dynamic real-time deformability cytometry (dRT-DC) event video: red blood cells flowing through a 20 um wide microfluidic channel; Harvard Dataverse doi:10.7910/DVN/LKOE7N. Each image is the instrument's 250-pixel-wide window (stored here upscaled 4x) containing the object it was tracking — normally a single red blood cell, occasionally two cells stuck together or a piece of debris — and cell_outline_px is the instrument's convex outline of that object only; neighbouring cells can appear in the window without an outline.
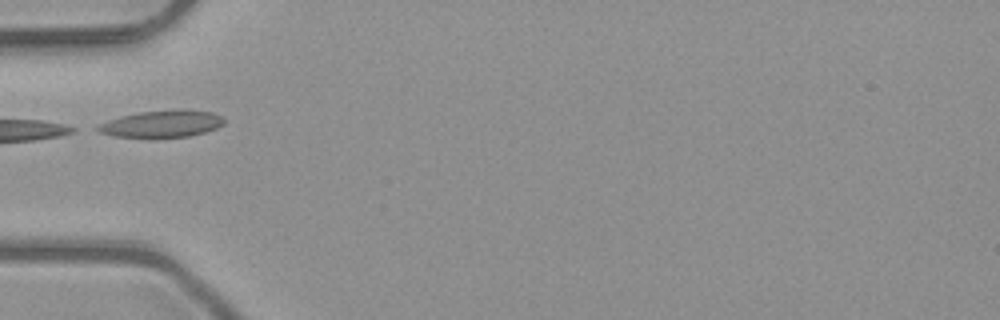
{"species": "common noctule bat (a hibernating species)", "species_latin": "Nyctalus noctula", "temperature_condition": "room temperature", "stored_images_in_passage": 5, "camera_frame_rate_fps": 3000, "um_per_image_px": 0.085, "animal": {"sex": "male", "body_mass_g": 23.1, "forearm_length_mm": 52.7}, "frame": {"image": 1, "passage_image": 4, "time_ms": 1.0, "image_size_px": [1000, 320], "cell_outline_px": [[224, 124], [216, 128], [204, 132], [188, 136], [156, 140], [152, 140], [116, 136], [100, 132], [92, 128], [108, 120], [120, 116], [140, 112], [180, 108], [184, 108], [212, 112], [220, 116], [224, 120]], "centroid_in_image_um": [13.73, 10.55], "position_along_channel_um": 71.3, "area_um2": 20.69}}
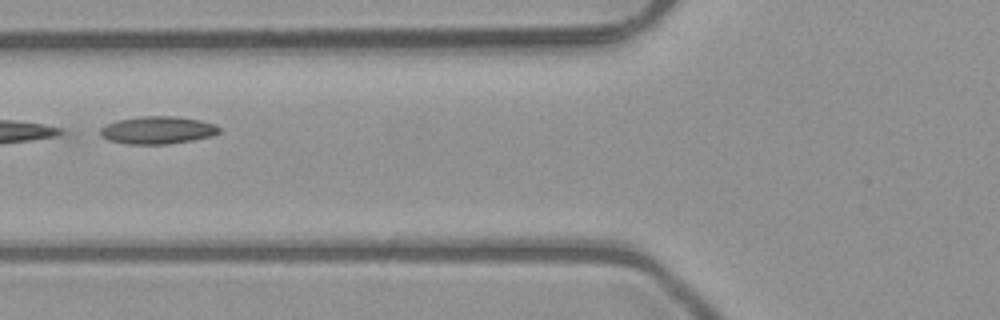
{"frame": {"image": 2, "passage_image": 5, "time_ms": 1.333, "image_size_px": [1000, 320], "cell_outline_px": [[220, 132], [212, 136], [192, 140], [168, 144], [128, 144], [108, 140], [100, 136], [100, 128], [116, 120], [140, 116], [176, 116], [200, 120], [216, 124], [220, 128]], "centroid_in_image_um": [13.4, 11.06], "position_along_channel_um": 112.4, "area_um2": 19.25}}